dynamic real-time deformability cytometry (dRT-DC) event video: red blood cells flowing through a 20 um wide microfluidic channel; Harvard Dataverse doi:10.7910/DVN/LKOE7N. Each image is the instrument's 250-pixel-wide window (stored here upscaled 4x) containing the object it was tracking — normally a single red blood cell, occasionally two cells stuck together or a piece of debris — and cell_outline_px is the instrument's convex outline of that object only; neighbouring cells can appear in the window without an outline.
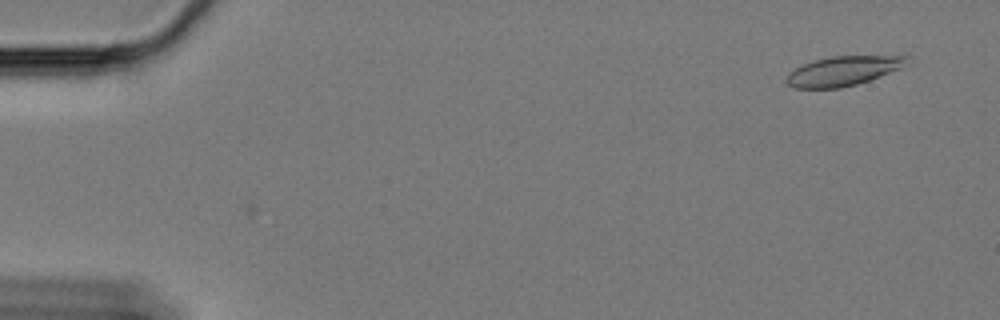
{"species": "Egyptian fruit bat (a non-hibernating species)", "species_latin": "Rousettus aegyptiacus", "temperature_condition": "cold", "stored_images_in_passage": 2, "camera_frame_rate_fps": 3000, "um_per_image_px": 0.085, "animal": {"sex": "female"}, "frame": {"image": 1, "passage_image": 2, "time_ms": 0.333, "image_size_px": [1000, 320], "cell_outline_px": [[908, 64], [900, 68], [868, 80], [856, 84], [840, 88], [796, 88], [788, 84], [784, 80], [788, 72], [812, 60], [832, 56], [908, 56]], "centroid_in_image_um": [71.62, 6.03], "position_along_channel_um": 13.4, "area_um2": 20.52}}